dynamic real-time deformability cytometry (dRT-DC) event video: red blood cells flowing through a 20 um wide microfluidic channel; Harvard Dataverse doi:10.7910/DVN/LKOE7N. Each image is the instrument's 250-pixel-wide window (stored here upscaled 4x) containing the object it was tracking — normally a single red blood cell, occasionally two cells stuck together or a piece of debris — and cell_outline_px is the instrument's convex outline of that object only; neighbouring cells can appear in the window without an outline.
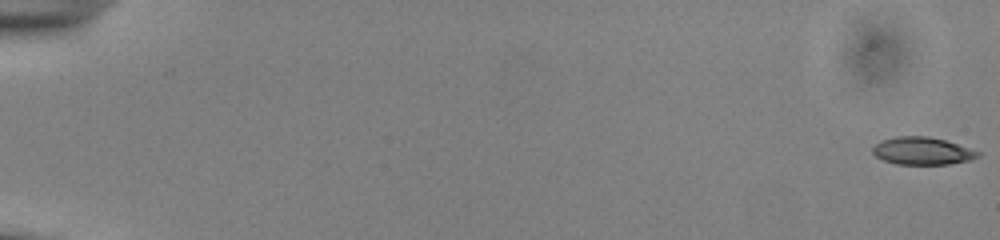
{"species": "common noctule bat (a hibernating species)", "species_latin": "Nyctalus noctula", "temperature_condition": "cold", "stored_images_in_passage": 55, "camera_frame_rate_fps": 3000, "um_per_image_px": 0.085, "animal": {"sex": "male", "body_mass_g": 13.0, "forearm_length_mm": 53.1}, "frame": {"image": 1, "passage_image": 1, "time_ms": 0.0, "image_size_px": [1000, 240], "cell_outline_px": [[984, 152], [980, 156], [972, 160], [948, 164], [896, 164], [884, 160], [876, 156], [872, 152], [872, 148], [880, 140], [896, 136], [928, 136], [944, 140]], "centroid_in_image_um": [78.43, 12.83], "position_along_channel_um": 6.6, "area_um2": 17.05}}
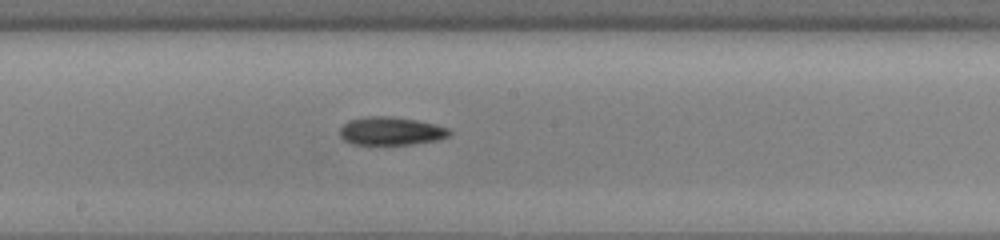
{"frame": {"image": 2, "passage_image": 32, "time_ms": 10.333, "image_size_px": [1000, 240], "cell_outline_px": [[452, 132], [448, 136], [440, 140], [412, 144], [352, 144], [344, 140], [340, 136], [340, 128], [348, 120], [364, 116], [392, 116], [416, 120], [436, 124], [448, 128]], "centroid_in_image_um": [33.24, 11.13], "position_along_channel_um": 215.0, "area_um2": 18.15}}
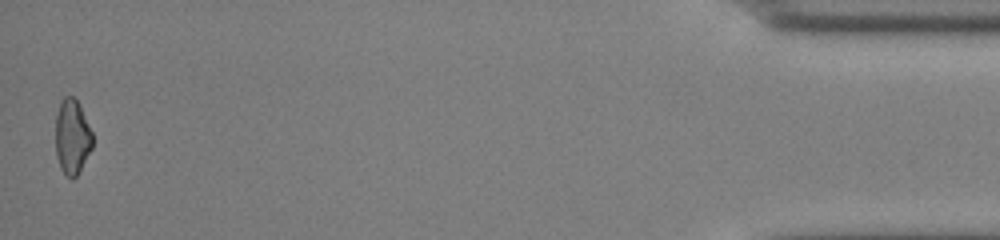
{"frame": {"image": 3, "passage_image": 55, "time_ms": 18.0, "image_size_px": [1000, 240], "cell_outline_px": [[92, 148], [76, 176], [72, 180], [60, 168], [56, 156], [56, 112], [60, 100], [64, 96], [72, 96], [76, 100], [92, 132]], "centroid_in_image_um": [6.11, 11.62], "position_along_channel_um": 429.1, "area_um2": 15.95}}